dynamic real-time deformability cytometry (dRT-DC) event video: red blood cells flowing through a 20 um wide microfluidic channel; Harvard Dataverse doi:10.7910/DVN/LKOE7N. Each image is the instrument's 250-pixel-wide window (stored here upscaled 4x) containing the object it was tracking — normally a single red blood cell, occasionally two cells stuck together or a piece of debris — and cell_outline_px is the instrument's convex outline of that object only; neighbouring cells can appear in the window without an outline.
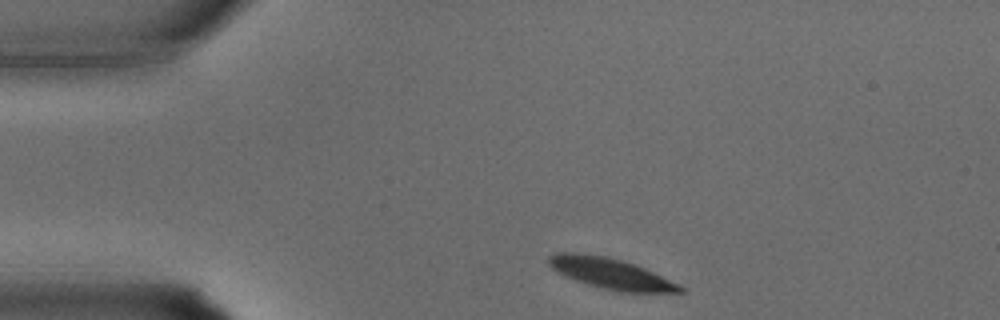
{"species": "common noctule bat (a hibernating species)", "species_latin": "Nyctalus noctula", "temperature_condition": "warm", "stored_images_in_passage": 23, "camera_frame_rate_fps": 3000, "um_per_image_px": 0.085, "animal": {"sex": "male", "body_mass_g": 15.6}, "frame": {"image": 1, "passage_image": 1, "time_ms": 0.0, "image_size_px": [1000, 320], "cell_outline_px": [[688, 292], [620, 292], [588, 284], [564, 276], [556, 272], [548, 264], [548, 256], [556, 252], [572, 252], [604, 256], [620, 260], [644, 268], [680, 284], [688, 288]], "centroid_in_image_um": [51.93, 23.25], "position_along_channel_um": 33.1, "area_um2": 23.47}}
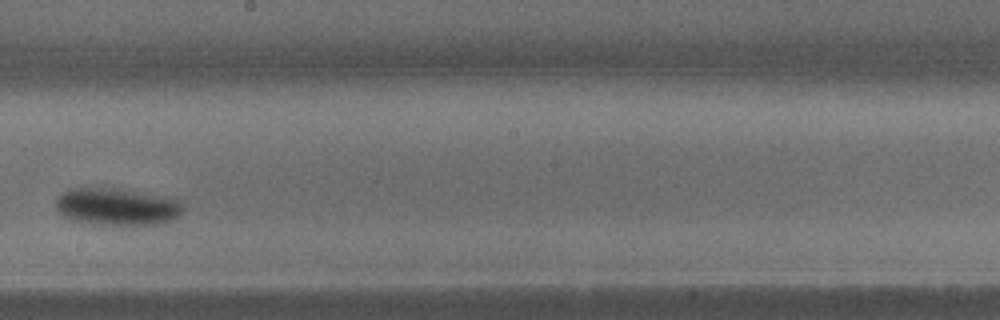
{"frame": {"image": 2, "passage_image": 14, "time_ms": 4.333, "image_size_px": [1000, 320], "cell_outline_px": [[184, 208], [172, 220], [156, 224], [92, 224], [72, 220], [60, 216], [56, 208], [56, 196], [72, 188], [120, 188], [180, 200], [184, 204]], "centroid_in_image_um": [9.88, 17.56], "position_along_channel_um": 238.3, "area_um2": 27.57}}
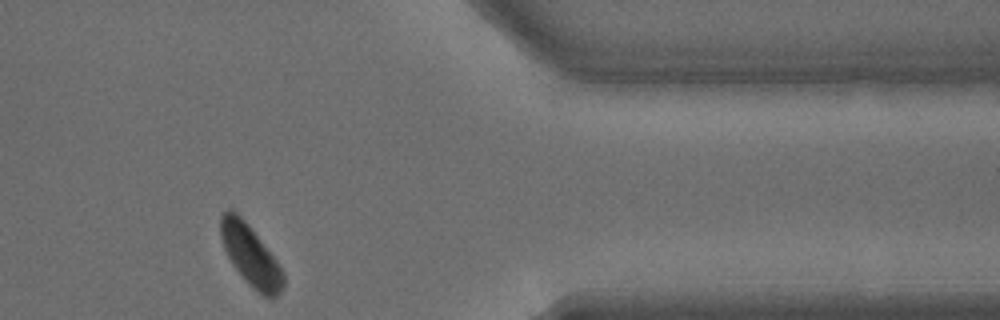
{"frame": {"image": 3, "passage_image": 23, "time_ms": 7.333, "image_size_px": [1000, 320], "cell_outline_px": [[284, 288], [272, 300], [264, 296], [252, 288], [244, 280], [232, 264], [224, 248], [220, 236], [220, 216], [228, 208], [232, 208], [248, 224], [276, 260], [284, 276]], "centroid_in_image_um": [21.28, 21.72], "position_along_channel_um": 390.1, "area_um2": 22.14}}